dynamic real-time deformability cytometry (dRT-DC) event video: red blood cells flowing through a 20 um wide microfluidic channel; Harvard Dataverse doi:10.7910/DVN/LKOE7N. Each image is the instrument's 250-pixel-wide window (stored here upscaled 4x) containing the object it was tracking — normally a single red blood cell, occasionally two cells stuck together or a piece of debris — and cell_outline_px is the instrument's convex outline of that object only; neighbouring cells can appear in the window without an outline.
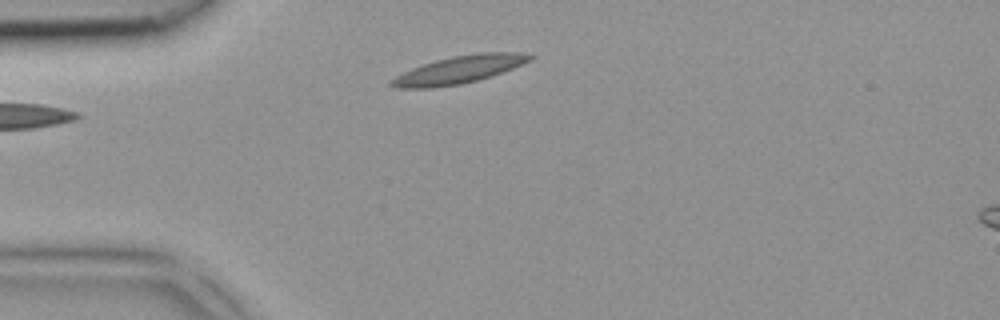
{"species": "common noctule bat (a hibernating species)", "species_latin": "Nyctalus noctula", "temperature_condition": "room temperature", "stored_images_in_passage": 3, "camera_frame_rate_fps": 3000, "um_per_image_px": 0.085, "animal": {"sex": "female", "body_mass_g": 18.4}, "frame": {"image": 1, "passage_image": 3, "time_ms": 0.667, "image_size_px": [1000, 320], "cell_outline_px": [[536, 56], [532, 60], [492, 76], [460, 84], [432, 88], [396, 88], [388, 84], [388, 80], [412, 68], [436, 60], [452, 56], [476, 52], [524, 52]], "centroid_in_image_um": [39.04, 5.91], "position_along_channel_um": 46.0, "area_um2": 22.37}}